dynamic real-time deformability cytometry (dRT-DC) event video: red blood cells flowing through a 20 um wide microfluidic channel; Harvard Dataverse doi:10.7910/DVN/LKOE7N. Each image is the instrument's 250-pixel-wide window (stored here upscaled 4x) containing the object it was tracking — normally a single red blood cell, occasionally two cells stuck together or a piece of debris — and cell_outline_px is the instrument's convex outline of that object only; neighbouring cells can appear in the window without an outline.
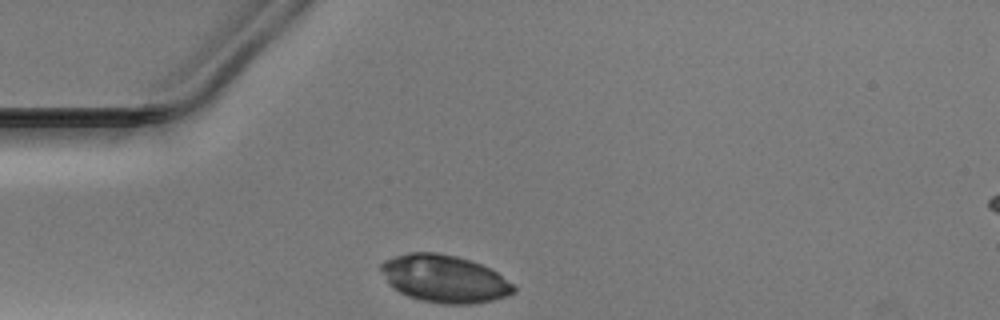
{"species": "Egyptian fruit bat (a non-hibernating species)", "species_latin": "Rousettus aegyptiacus", "temperature_condition": "warm", "stored_images_in_passage": 11, "camera_frame_rate_fps": 3000, "um_per_image_px": 0.085, "animal": {"sex": "male"}, "frame": {"image": 1, "passage_image": 1, "time_ms": 0.0, "image_size_px": [1000, 320], "cell_outline_px": [[516, 292], [508, 296], [492, 300], [472, 304], [440, 304], [420, 300], [408, 296], [392, 288], [388, 284], [380, 268], [380, 264], [384, 260], [408, 252], [436, 252], [456, 256], [480, 264], [496, 272], [512, 284], [516, 288]], "centroid_in_image_um": [37.75, 23.7], "position_along_channel_um": 47.2, "area_um2": 36.7}}